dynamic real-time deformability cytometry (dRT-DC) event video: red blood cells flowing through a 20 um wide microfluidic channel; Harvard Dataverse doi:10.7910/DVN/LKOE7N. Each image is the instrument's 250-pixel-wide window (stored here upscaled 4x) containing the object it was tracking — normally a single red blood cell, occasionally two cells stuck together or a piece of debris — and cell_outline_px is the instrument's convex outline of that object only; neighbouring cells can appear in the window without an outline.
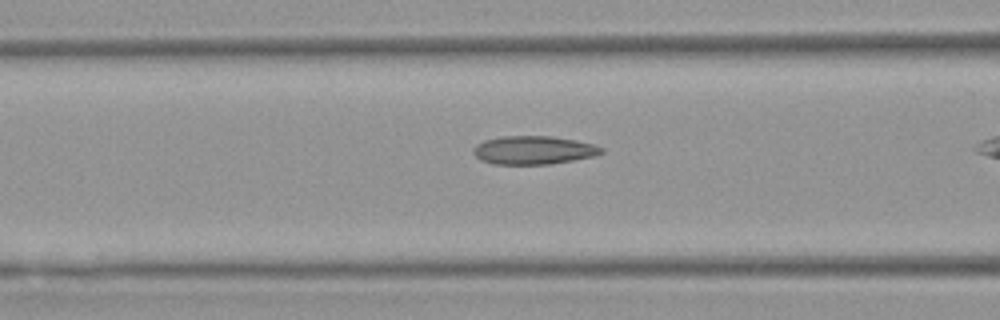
{"species": "Egyptian fruit bat (a non-hibernating species)", "species_latin": "Rousettus aegyptiacus", "temperature_condition": "warm", "stored_images_in_passage": 26, "camera_frame_rate_fps": 3000, "um_per_image_px": 0.085, "animal": {"sex": "female"}, "frame": {"image": 1, "passage_image": 9, "time_ms": 2.667, "image_size_px": [1000, 320], "cell_outline_px": [[604, 152], [592, 156], [572, 160], [548, 164], [492, 164], [480, 160], [472, 152], [472, 148], [476, 144], [484, 140], [500, 136], [552, 136], [576, 140], [596, 144], [604, 148]], "centroid_in_image_um": [45.33, 12.75], "position_along_channel_um": 121.3, "area_um2": 21.33}}
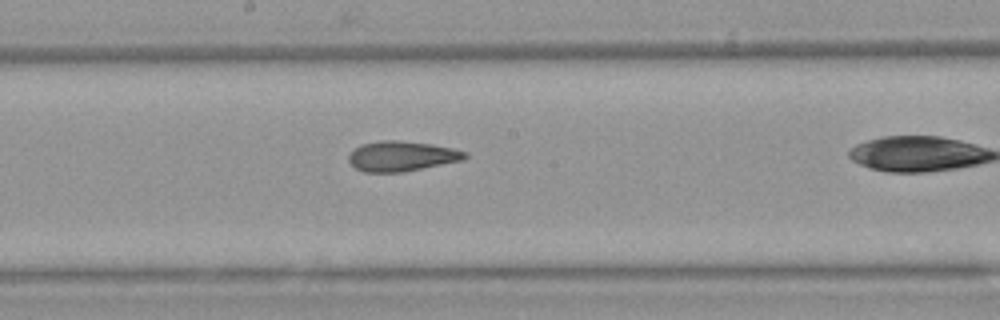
{"frame": {"image": 2, "passage_image": 16, "time_ms": 5.0, "image_size_px": [1000, 320], "cell_outline_px": [[468, 156], [464, 160], [404, 172], [364, 172], [356, 168], [348, 160], [348, 156], [360, 144], [380, 140], [400, 140], [432, 144], [452, 148], [468, 152]], "centroid_in_image_um": [34.17, 13.27], "position_along_channel_um": 214.0, "area_um2": 20.52}}
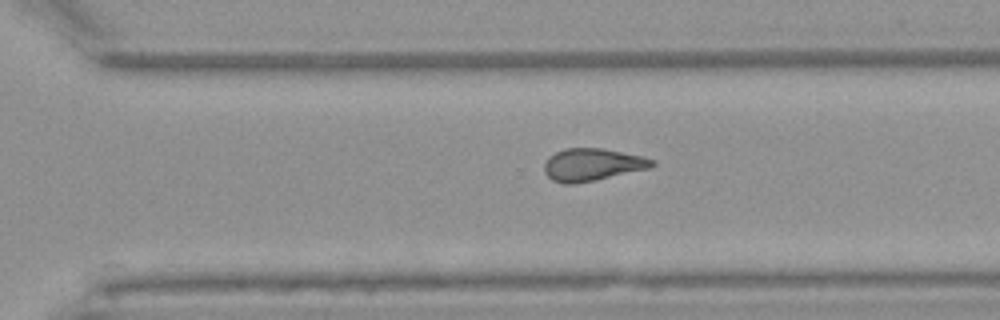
{"frame": {"image": 3, "passage_image": 24, "time_ms": 7.667, "image_size_px": [1000, 320], "cell_outline_px": [[656, 164], [652, 168], [572, 184], [564, 184], [552, 180], [544, 172], [544, 164], [548, 156], [564, 148], [600, 148], [644, 156], [656, 160]], "centroid_in_image_um": [50.36, 13.98], "position_along_channel_um": 320.2, "area_um2": 20.4}}